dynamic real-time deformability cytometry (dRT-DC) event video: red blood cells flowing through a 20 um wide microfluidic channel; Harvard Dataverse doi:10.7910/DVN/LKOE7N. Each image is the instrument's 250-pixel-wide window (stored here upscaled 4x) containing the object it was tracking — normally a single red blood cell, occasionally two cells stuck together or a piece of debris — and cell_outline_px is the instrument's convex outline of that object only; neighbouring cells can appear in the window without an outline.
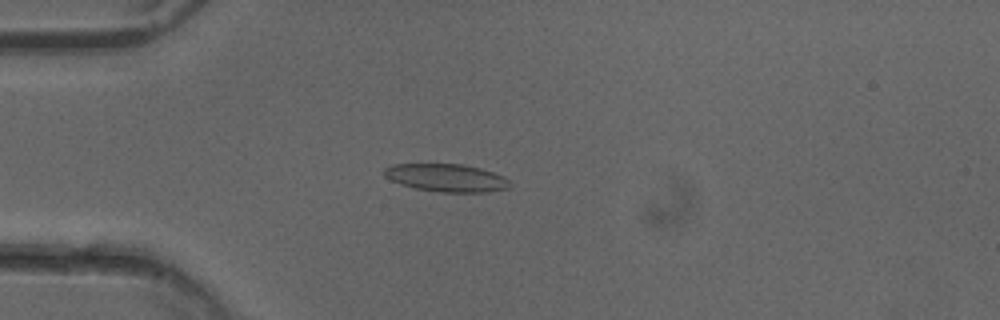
{"species": "common noctule bat (a hibernating species)", "species_latin": "Nyctalus noctula", "temperature_condition": "cold", "stored_images_in_passage": 50, "camera_frame_rate_fps": 3000, "um_per_image_px": 0.085, "animal": {"sex": "female"}, "frame": {"image": 1, "passage_image": 13, "time_ms": 4.0, "image_size_px": [1000, 320], "cell_outline_px": [[508, 188], [488, 192], [440, 192], [416, 188], [400, 184], [384, 176], [384, 168], [392, 164], [464, 164], [480, 168], [504, 176], [508, 180]], "centroid_in_image_um": [37.93, 15.11], "position_along_channel_um": 47.1, "area_um2": 20.23}}
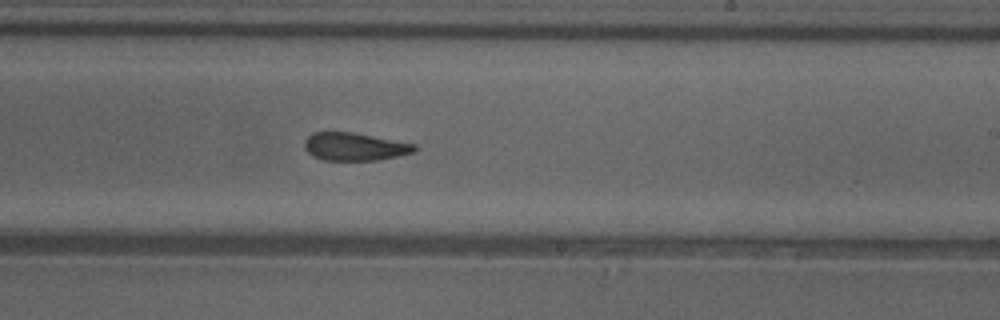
{"frame": {"image": 2, "passage_image": 30, "time_ms": 9.667, "image_size_px": [1000, 320], "cell_outline_px": [[416, 152], [376, 160], [324, 160], [312, 156], [304, 148], [304, 140], [312, 132], [352, 132], [416, 144]], "centroid_in_image_um": [30.12, 12.46], "position_along_channel_um": 258.9, "area_um2": 17.86}}
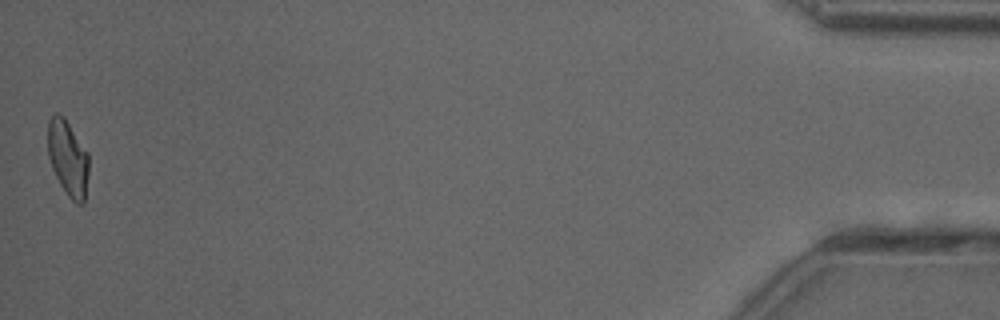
{"frame": {"image": 3, "passage_image": 50, "time_ms": 16.333, "image_size_px": [1000, 320], "cell_outline_px": [[88, 172], [84, 204], [76, 204], [68, 196], [60, 184], [52, 168], [48, 156], [48, 120], [56, 112], [64, 116], [88, 152]], "centroid_in_image_um": [5.77, 13.43], "position_along_channel_um": 429.4, "area_um2": 18.09}, "authors_computed_cell_mechanics": {"area_um2": 19.1607, "velocity_mm_per_s": 4.0227, "shape_relaxation_time_tau1_ms": null, "shape_relaxation_time_tau2_ms": 2.117, "deformation_change_tau1": null, "deformation_change_tau2": 0.1031}}